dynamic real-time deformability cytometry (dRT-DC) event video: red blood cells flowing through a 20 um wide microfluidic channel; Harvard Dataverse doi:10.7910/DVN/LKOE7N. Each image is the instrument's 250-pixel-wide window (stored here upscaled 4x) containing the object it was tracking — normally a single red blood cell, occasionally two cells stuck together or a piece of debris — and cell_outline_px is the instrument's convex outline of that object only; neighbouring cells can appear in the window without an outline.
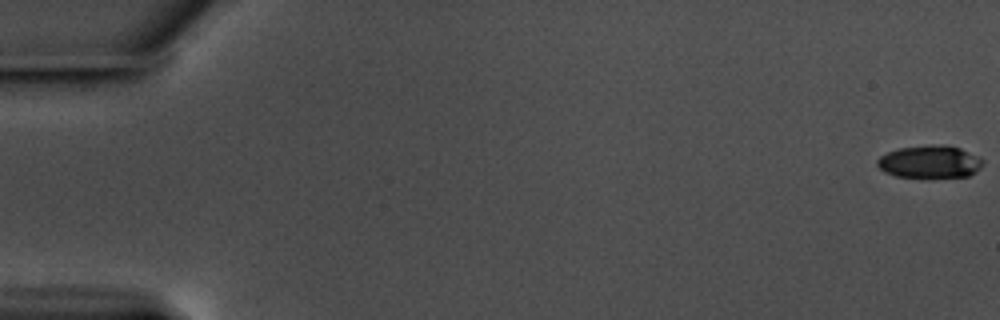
{"species": "common noctule bat (a hibernating species)", "species_latin": "Nyctalus noctula", "temperature_condition": "warm", "stored_images_in_passage": 59, "camera_frame_rate_fps": 3000, "um_per_image_px": 0.085, "animal": {"sex": "male", "body_mass_g": 17.5, "forearm_length_mm": 52.3}, "frame": {"image": 1, "passage_image": 1, "time_ms": 0.0, "image_size_px": [1000, 320], "cell_outline_px": [[984, 164], [976, 172], [968, 176], [928, 180], [924, 180], [896, 176], [884, 172], [876, 164], [876, 160], [880, 156], [888, 152], [900, 148], [932, 144], [944, 144], [960, 148], [984, 160]], "centroid_in_image_um": [79.03, 13.8], "position_along_channel_um": 6.0, "area_um2": 20.92}}
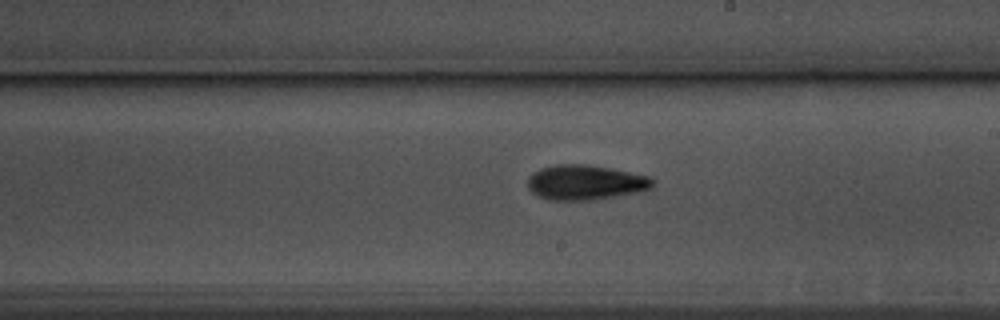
{"frame": {"image": 2, "passage_image": 35, "time_ms": 11.333, "image_size_px": [1000, 320], "cell_outline_px": [[652, 188], [636, 192], [592, 200], [548, 200], [536, 196], [528, 188], [528, 176], [532, 172], [540, 168], [556, 164], [584, 164], [608, 168], [648, 176], [652, 180]], "centroid_in_image_um": [49.67, 15.51], "position_along_channel_um": 239.3, "area_um2": 25.26}}
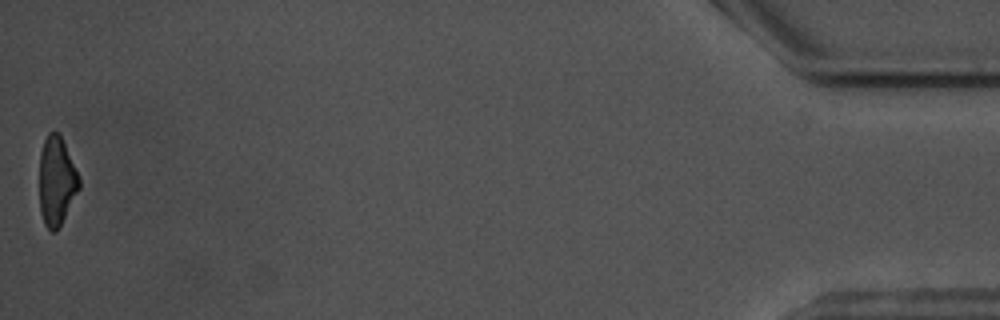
{"frame": {"image": 3, "passage_image": 59, "time_ms": 19.333, "image_size_px": [1000, 320], "cell_outline_px": [[80, 188], [56, 232], [52, 232], [44, 224], [40, 212], [40, 152], [44, 140], [48, 132], [60, 132], [80, 180]], "centroid_in_image_um": [4.8, 15.38], "position_along_channel_um": 430.4, "area_um2": 20.46}, "authors_computed_cell_mechanics": {"area_um2": 22.8888, "velocity_mm_per_s": 3.555, "shape_relaxation_time_tau1_ms": 4.2438, "shape_relaxation_time_tau2_ms": 5.2664, "deformation_change_tau1": 0.1461, "deformation_change_tau2": 0.1509}}